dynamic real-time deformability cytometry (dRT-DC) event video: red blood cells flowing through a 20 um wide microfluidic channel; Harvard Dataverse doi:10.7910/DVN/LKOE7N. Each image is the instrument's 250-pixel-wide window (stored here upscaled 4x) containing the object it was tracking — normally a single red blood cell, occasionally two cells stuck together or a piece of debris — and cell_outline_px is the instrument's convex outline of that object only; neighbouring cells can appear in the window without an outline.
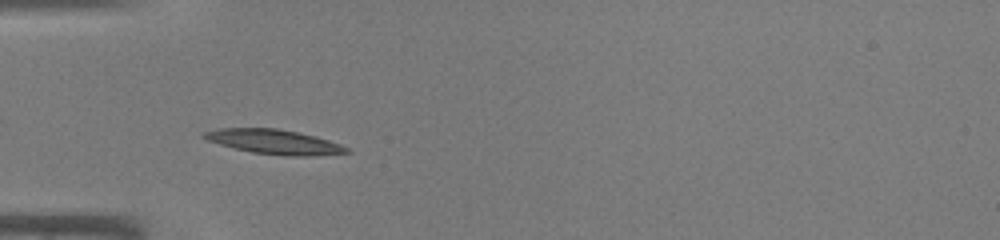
{"species": "common noctule bat (a hibernating species)", "species_latin": "Nyctalus noctula", "temperature_condition": "warm", "stored_images_in_passage": 34, "camera_frame_rate_fps": 3000, "um_per_image_px": 0.085, "animal": {"sex": "male", "body_mass_g": 19.0, "forearm_length_mm": 50.8}, "frame": {"image": 1, "passage_image": 3, "time_ms": 0.667, "image_size_px": [1000, 240], "cell_outline_px": [[352, 152], [312, 156], [292, 156], [252, 152], [220, 144], [208, 140], [200, 136], [204, 132], [216, 128], [276, 128], [316, 136], [340, 144], [348, 148]], "centroid_in_image_um": [23.31, 12.05], "position_along_channel_um": 61.7, "area_um2": 20.23}}
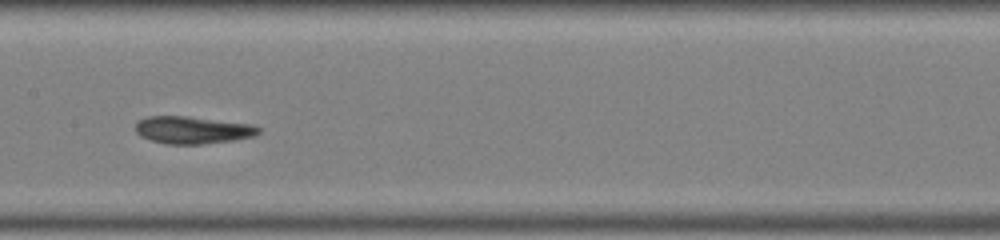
{"frame": {"image": 2, "passage_image": 12, "time_ms": 3.667, "image_size_px": [1000, 240], "cell_outline_px": [[260, 132], [256, 136], [232, 140], [200, 144], [164, 144], [140, 136], [136, 132], [136, 124], [140, 120], [148, 116], [188, 116], [252, 124], [260, 128]], "centroid_in_image_um": [16.38, 11.05], "position_along_channel_um": 191.0, "area_um2": 19.59}}
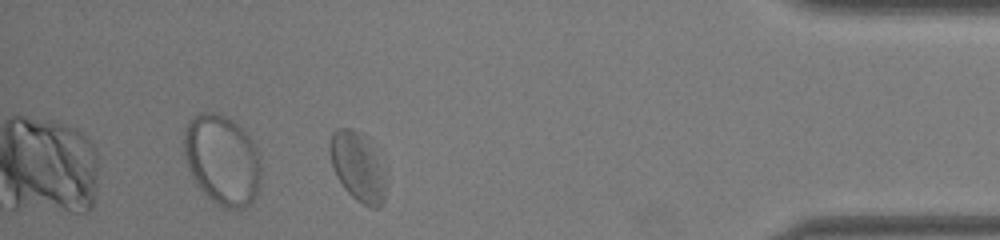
{"frame": {"image": 3, "passage_image": 29, "time_ms": 9.333, "image_size_px": [1000, 240], "cell_outline_px": [[388, 180], [384, 200], [380, 208], [372, 208], [356, 200], [344, 188], [336, 176], [332, 164], [328, 148], [328, 144], [332, 132], [336, 128], [352, 128], [360, 132], [364, 136], [388, 176]], "centroid_in_image_um": [30.41, 14.19], "position_along_channel_um": 404.8, "area_um2": 22.77}}